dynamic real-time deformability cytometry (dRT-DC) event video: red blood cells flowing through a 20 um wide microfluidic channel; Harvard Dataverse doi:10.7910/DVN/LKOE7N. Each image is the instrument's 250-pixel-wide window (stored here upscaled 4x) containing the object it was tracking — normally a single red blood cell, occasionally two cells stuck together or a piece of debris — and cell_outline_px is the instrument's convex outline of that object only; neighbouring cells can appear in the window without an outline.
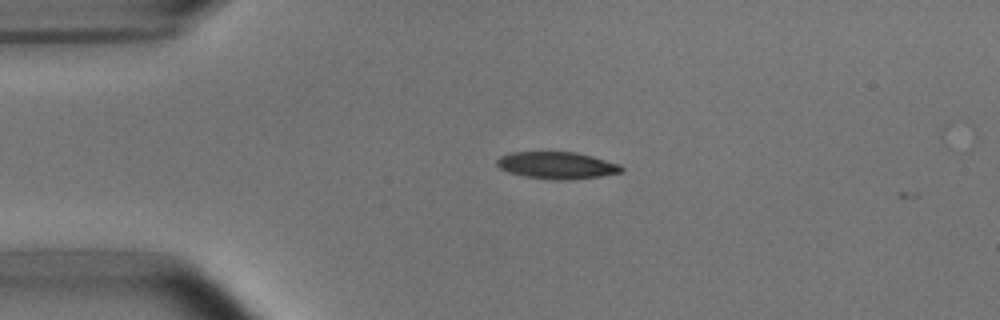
{"species": "common noctule bat (a hibernating species)", "species_latin": "Nyctalus noctula", "temperature_condition": "room temperature", "stored_images_in_passage": 42, "camera_frame_rate_fps": 3000, "um_per_image_px": 0.085, "animal": {"sex": "male", "body_mass_g": 15.6}, "frame": {"image": 1, "passage_image": 1, "time_ms": 0.0, "image_size_px": [1000, 320], "cell_outline_px": [[624, 168], [620, 172], [600, 176], [556, 180], [524, 176], [508, 172], [500, 168], [496, 164], [496, 160], [500, 156], [512, 152], [576, 152], [592, 156], [620, 164]], "centroid_in_image_um": [47.31, 14.04], "position_along_channel_um": 37.7, "area_um2": 19.36}}
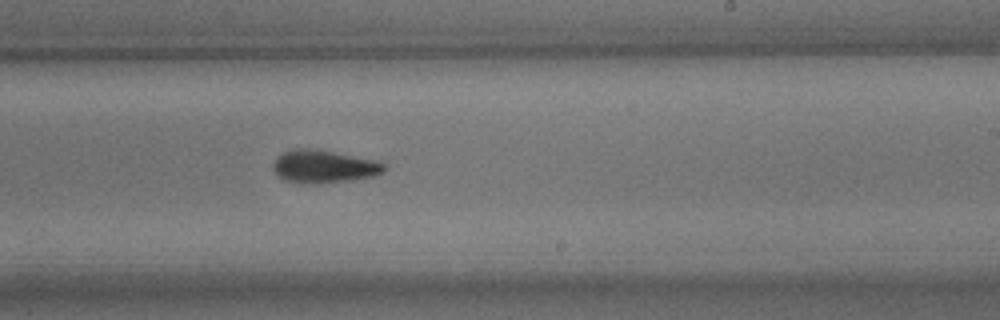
{"frame": {"image": 2, "passage_image": 21, "time_ms": 6.667, "image_size_px": [1000, 320], "cell_outline_px": [[388, 168], [384, 172], [376, 176], [352, 180], [320, 184], [312, 184], [284, 180], [272, 168], [272, 164], [276, 156], [284, 152], [300, 148], [308, 148], [380, 160], [388, 164]], "centroid_in_image_um": [27.61, 14.16], "position_along_channel_um": 261.4, "area_um2": 21.56}}
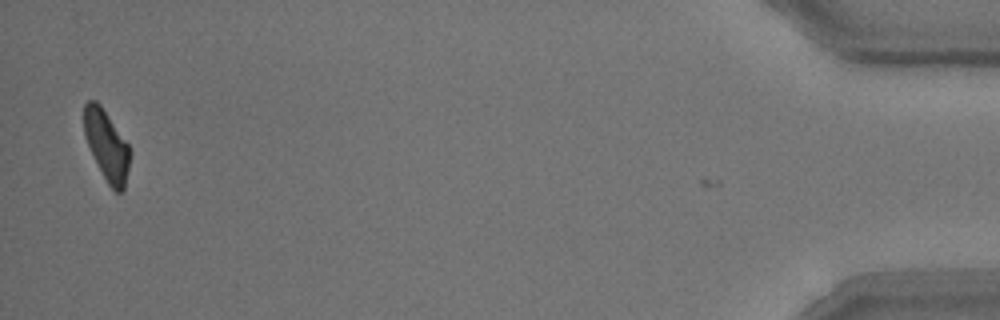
{"frame": {"image": 3, "passage_image": 41, "time_ms": 13.333, "image_size_px": [1000, 320], "cell_outline_px": [[132, 152], [124, 192], [116, 192], [108, 184], [84, 136], [84, 104], [88, 100], [96, 100], [100, 104], [128, 144]], "centroid_in_image_um": [9.09, 12.36], "position_along_channel_um": 426.1, "area_um2": 18.61}, "authors_computed_cell_mechanics": {"area_um2": 20.4901, "velocity_mm_per_s": 3.7917, "shape_relaxation_time_tau1_ms": 3.9684, "shape_relaxation_time_tau2_ms": 5.9319, "deformation_change_tau1": 0.1436, "deformation_change_tau2": 0.148}}